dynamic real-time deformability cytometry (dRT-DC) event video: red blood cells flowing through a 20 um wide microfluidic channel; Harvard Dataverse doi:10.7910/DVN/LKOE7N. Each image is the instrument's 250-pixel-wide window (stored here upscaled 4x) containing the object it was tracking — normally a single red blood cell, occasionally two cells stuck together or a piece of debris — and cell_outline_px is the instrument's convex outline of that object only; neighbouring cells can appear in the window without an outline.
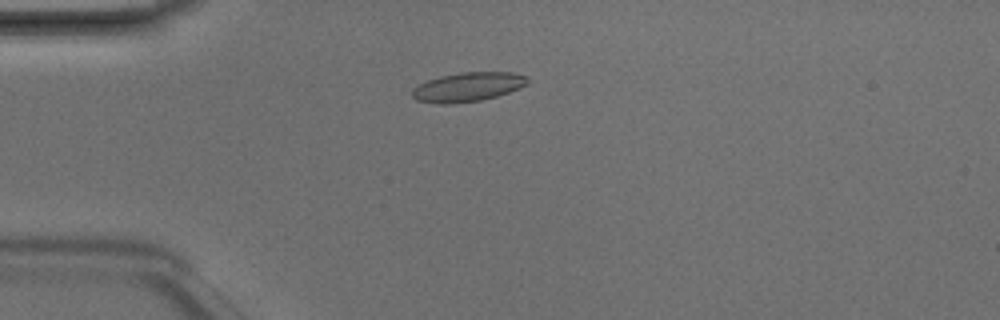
{"species": "Egyptian fruit bat (a non-hibernating species)", "species_latin": "Rousettus aegyptiacus", "temperature_condition": "room temperature", "stored_images_in_passage": 4, "camera_frame_rate_fps": 3000, "um_per_image_px": 0.085, "animal": {"sex": "male"}, "frame": {"image": 1, "passage_image": 4, "time_ms": 1.0, "image_size_px": [1000, 320], "cell_outline_px": [[528, 84], [520, 88], [496, 96], [480, 100], [448, 104], [440, 104], [416, 100], [412, 96], [412, 88], [428, 80], [440, 76], [460, 72], [512, 72], [524, 76], [528, 80]], "centroid_in_image_um": [39.74, 7.39], "position_along_channel_um": 45.3, "area_um2": 19.48}}